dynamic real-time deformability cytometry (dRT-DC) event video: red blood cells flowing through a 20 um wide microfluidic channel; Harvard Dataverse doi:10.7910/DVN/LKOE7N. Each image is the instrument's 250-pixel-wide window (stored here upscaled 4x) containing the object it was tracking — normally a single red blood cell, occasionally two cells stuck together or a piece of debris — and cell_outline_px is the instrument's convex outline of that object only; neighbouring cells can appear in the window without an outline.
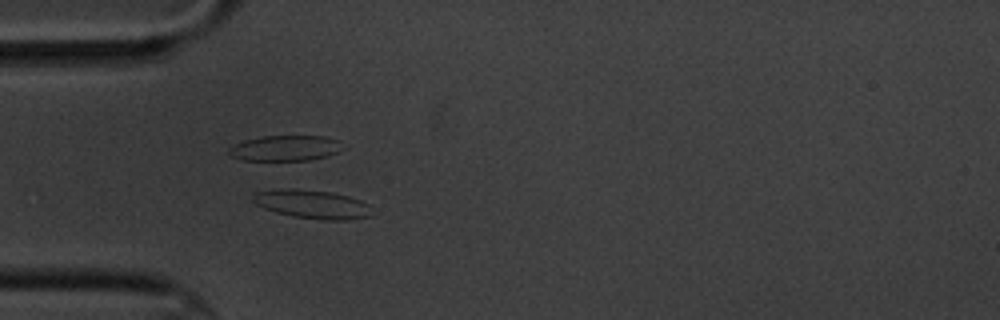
{"species": "common noctule bat (a hibernating species)", "species_latin": "Nyctalus noctula", "temperature_condition": "cold", "stored_images_in_passage": 3, "camera_frame_rate_fps": 3000, "um_per_image_px": 0.085, "animal": {"sex": "male", "body_mass_g": 20.1, "forearm_length_mm": 53.5}, "frame": {"image": 1, "passage_image": 3, "time_ms": 2.333, "image_size_px": [1000, 320], "cell_outline_px": [[372, 216], [348, 220], [324, 220], [292, 216], [276, 212], [264, 208], [256, 204], [252, 200], [252, 192], [280, 188], [292, 188], [332, 192], [348, 196], [360, 200], [368, 204]], "centroid_in_image_um": [26.5, 17.35], "position_along_channel_um": 58.5, "area_um2": 20.06}}